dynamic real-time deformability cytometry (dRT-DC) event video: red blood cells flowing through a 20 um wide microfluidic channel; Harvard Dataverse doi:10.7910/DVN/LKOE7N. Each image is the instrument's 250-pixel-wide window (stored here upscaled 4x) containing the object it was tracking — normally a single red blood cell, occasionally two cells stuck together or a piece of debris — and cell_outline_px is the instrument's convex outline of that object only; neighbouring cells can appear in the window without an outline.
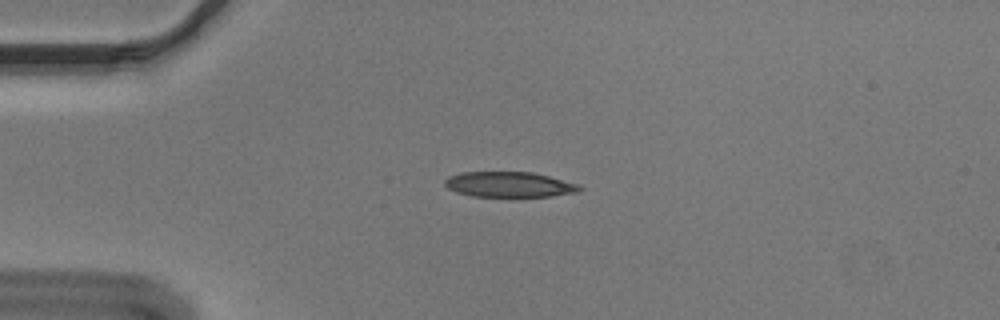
{"species": "Egyptian fruit bat (a non-hibernating species)", "species_latin": "Rousettus aegyptiacus", "temperature_condition": "cold", "stored_images_in_passage": 53, "camera_frame_rate_fps": 3000, "um_per_image_px": 0.085, "animal": {"sex": "male"}, "frame": {"image": 1, "passage_image": 12, "time_ms": 3.667, "image_size_px": [1000, 320], "cell_outline_px": [[584, 188], [576, 192], [552, 196], [472, 196], [456, 192], [448, 188], [444, 184], [444, 180], [448, 176], [460, 172], [532, 172], [580, 184]], "centroid_in_image_um": [43.27, 15.67], "position_along_channel_um": 41.7, "area_um2": 19.88}}
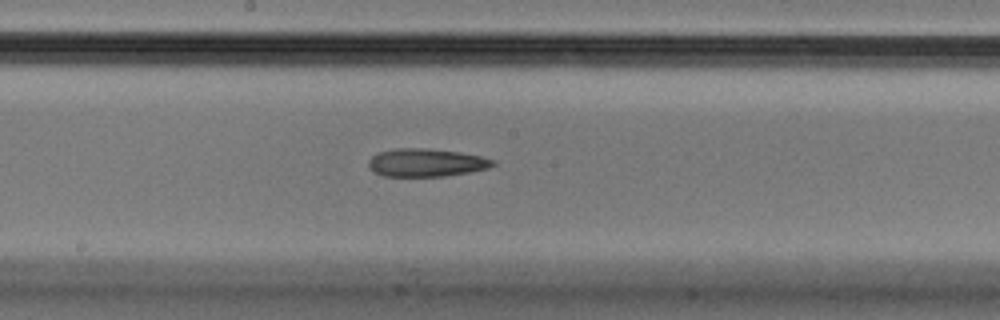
{"frame": {"image": 2, "passage_image": 28, "time_ms": 9.0, "image_size_px": [1000, 320], "cell_outline_px": [[496, 164], [488, 168], [468, 172], [444, 176], [384, 176], [376, 172], [368, 164], [368, 160], [372, 156], [380, 152], [396, 148], [428, 148], [460, 152], [480, 156], [496, 160]], "centroid_in_image_um": [36.26, 13.81], "position_along_channel_um": 211.9, "area_um2": 20.17}}
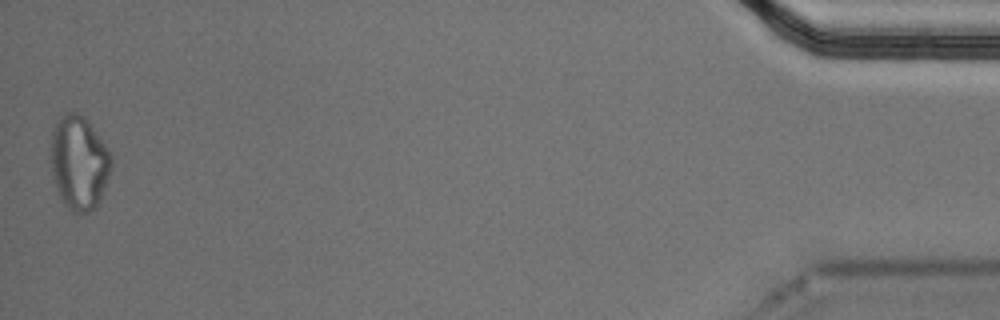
{"frame": {"image": 3, "passage_image": 53, "time_ms": 17.333, "image_size_px": [1000, 320], "cell_outline_px": [[112, 168], [100, 200], [96, 208], [88, 212], [72, 212], [64, 204], [60, 196], [52, 176], [48, 160], [52, 132], [60, 116], [68, 112], [76, 112], [84, 116], [104, 144], [112, 156]], "centroid_in_image_um": [6.69, 13.84], "position_along_channel_um": 428.5, "area_um2": 33.41}}